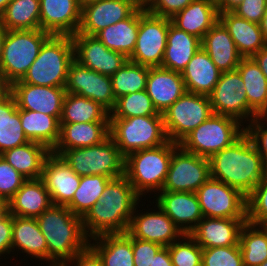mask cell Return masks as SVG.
Segmentation results:
<instances>
[{
	"label": "cell",
	"instance_id": "cell-9",
	"mask_svg": "<svg viewBox=\"0 0 267 266\" xmlns=\"http://www.w3.org/2000/svg\"><path fill=\"white\" fill-rule=\"evenodd\" d=\"M244 126L233 117L213 113L187 135L179 146L186 152L210 158L238 140L245 133Z\"/></svg>",
	"mask_w": 267,
	"mask_h": 266
},
{
	"label": "cell",
	"instance_id": "cell-37",
	"mask_svg": "<svg viewBox=\"0 0 267 266\" xmlns=\"http://www.w3.org/2000/svg\"><path fill=\"white\" fill-rule=\"evenodd\" d=\"M23 131L29 141L54 149L60 137V121L42 112L19 109Z\"/></svg>",
	"mask_w": 267,
	"mask_h": 266
},
{
	"label": "cell",
	"instance_id": "cell-58",
	"mask_svg": "<svg viewBox=\"0 0 267 266\" xmlns=\"http://www.w3.org/2000/svg\"><path fill=\"white\" fill-rule=\"evenodd\" d=\"M130 2L136 9H141L146 11L153 0H125Z\"/></svg>",
	"mask_w": 267,
	"mask_h": 266
},
{
	"label": "cell",
	"instance_id": "cell-63",
	"mask_svg": "<svg viewBox=\"0 0 267 266\" xmlns=\"http://www.w3.org/2000/svg\"><path fill=\"white\" fill-rule=\"evenodd\" d=\"M11 0H0V18L3 16L5 9L7 7V4L10 2Z\"/></svg>",
	"mask_w": 267,
	"mask_h": 266
},
{
	"label": "cell",
	"instance_id": "cell-19",
	"mask_svg": "<svg viewBox=\"0 0 267 266\" xmlns=\"http://www.w3.org/2000/svg\"><path fill=\"white\" fill-rule=\"evenodd\" d=\"M53 205L67 206L80 185L81 177L58 155L50 154L43 164L40 178Z\"/></svg>",
	"mask_w": 267,
	"mask_h": 266
},
{
	"label": "cell",
	"instance_id": "cell-48",
	"mask_svg": "<svg viewBox=\"0 0 267 266\" xmlns=\"http://www.w3.org/2000/svg\"><path fill=\"white\" fill-rule=\"evenodd\" d=\"M25 181L26 179L0 155V197L8 202Z\"/></svg>",
	"mask_w": 267,
	"mask_h": 266
},
{
	"label": "cell",
	"instance_id": "cell-35",
	"mask_svg": "<svg viewBox=\"0 0 267 266\" xmlns=\"http://www.w3.org/2000/svg\"><path fill=\"white\" fill-rule=\"evenodd\" d=\"M30 142L22 128L19 108L10 90L0 97V155Z\"/></svg>",
	"mask_w": 267,
	"mask_h": 266
},
{
	"label": "cell",
	"instance_id": "cell-22",
	"mask_svg": "<svg viewBox=\"0 0 267 266\" xmlns=\"http://www.w3.org/2000/svg\"><path fill=\"white\" fill-rule=\"evenodd\" d=\"M136 8L125 0H99L82 7L81 23L77 33L95 35L121 20L128 18Z\"/></svg>",
	"mask_w": 267,
	"mask_h": 266
},
{
	"label": "cell",
	"instance_id": "cell-51",
	"mask_svg": "<svg viewBox=\"0 0 267 266\" xmlns=\"http://www.w3.org/2000/svg\"><path fill=\"white\" fill-rule=\"evenodd\" d=\"M193 0H153L146 12L171 19Z\"/></svg>",
	"mask_w": 267,
	"mask_h": 266
},
{
	"label": "cell",
	"instance_id": "cell-3",
	"mask_svg": "<svg viewBox=\"0 0 267 266\" xmlns=\"http://www.w3.org/2000/svg\"><path fill=\"white\" fill-rule=\"evenodd\" d=\"M36 220L48 247L47 266H63L89 245L82 217L72 213L66 206L52 205Z\"/></svg>",
	"mask_w": 267,
	"mask_h": 266
},
{
	"label": "cell",
	"instance_id": "cell-64",
	"mask_svg": "<svg viewBox=\"0 0 267 266\" xmlns=\"http://www.w3.org/2000/svg\"><path fill=\"white\" fill-rule=\"evenodd\" d=\"M95 1H99V0H78L81 7H83L84 5L89 4L91 2H95Z\"/></svg>",
	"mask_w": 267,
	"mask_h": 266
},
{
	"label": "cell",
	"instance_id": "cell-53",
	"mask_svg": "<svg viewBox=\"0 0 267 266\" xmlns=\"http://www.w3.org/2000/svg\"><path fill=\"white\" fill-rule=\"evenodd\" d=\"M12 227H13V215L7 213L0 219V261L2 257L10 258L9 255L12 252ZM5 254V255H4ZM6 256V258H5ZM4 266L2 263H0Z\"/></svg>",
	"mask_w": 267,
	"mask_h": 266
},
{
	"label": "cell",
	"instance_id": "cell-59",
	"mask_svg": "<svg viewBox=\"0 0 267 266\" xmlns=\"http://www.w3.org/2000/svg\"><path fill=\"white\" fill-rule=\"evenodd\" d=\"M260 28H261L264 39L267 41V2H266L264 15L260 22Z\"/></svg>",
	"mask_w": 267,
	"mask_h": 266
},
{
	"label": "cell",
	"instance_id": "cell-12",
	"mask_svg": "<svg viewBox=\"0 0 267 266\" xmlns=\"http://www.w3.org/2000/svg\"><path fill=\"white\" fill-rule=\"evenodd\" d=\"M168 30V18L139 9L138 35L129 61L148 67H161Z\"/></svg>",
	"mask_w": 267,
	"mask_h": 266
},
{
	"label": "cell",
	"instance_id": "cell-1",
	"mask_svg": "<svg viewBox=\"0 0 267 266\" xmlns=\"http://www.w3.org/2000/svg\"><path fill=\"white\" fill-rule=\"evenodd\" d=\"M125 175L111 179L99 200L82 217L89 239L103 234L126 233L135 207L141 202Z\"/></svg>",
	"mask_w": 267,
	"mask_h": 266
},
{
	"label": "cell",
	"instance_id": "cell-14",
	"mask_svg": "<svg viewBox=\"0 0 267 266\" xmlns=\"http://www.w3.org/2000/svg\"><path fill=\"white\" fill-rule=\"evenodd\" d=\"M209 178V158L186 152L179 146L173 152L161 191L196 192Z\"/></svg>",
	"mask_w": 267,
	"mask_h": 266
},
{
	"label": "cell",
	"instance_id": "cell-66",
	"mask_svg": "<svg viewBox=\"0 0 267 266\" xmlns=\"http://www.w3.org/2000/svg\"><path fill=\"white\" fill-rule=\"evenodd\" d=\"M210 1H213L217 4L220 0H210Z\"/></svg>",
	"mask_w": 267,
	"mask_h": 266
},
{
	"label": "cell",
	"instance_id": "cell-57",
	"mask_svg": "<svg viewBox=\"0 0 267 266\" xmlns=\"http://www.w3.org/2000/svg\"><path fill=\"white\" fill-rule=\"evenodd\" d=\"M243 0H220L217 3L219 12H232Z\"/></svg>",
	"mask_w": 267,
	"mask_h": 266
},
{
	"label": "cell",
	"instance_id": "cell-33",
	"mask_svg": "<svg viewBox=\"0 0 267 266\" xmlns=\"http://www.w3.org/2000/svg\"><path fill=\"white\" fill-rule=\"evenodd\" d=\"M50 154L45 145L30 141L4 151L1 156L27 180L41 178L43 164Z\"/></svg>",
	"mask_w": 267,
	"mask_h": 266
},
{
	"label": "cell",
	"instance_id": "cell-20",
	"mask_svg": "<svg viewBox=\"0 0 267 266\" xmlns=\"http://www.w3.org/2000/svg\"><path fill=\"white\" fill-rule=\"evenodd\" d=\"M81 11L78 0H40V29L51 35L73 36L80 27Z\"/></svg>",
	"mask_w": 267,
	"mask_h": 266
},
{
	"label": "cell",
	"instance_id": "cell-62",
	"mask_svg": "<svg viewBox=\"0 0 267 266\" xmlns=\"http://www.w3.org/2000/svg\"><path fill=\"white\" fill-rule=\"evenodd\" d=\"M9 90V86L4 82L0 73V97L3 96Z\"/></svg>",
	"mask_w": 267,
	"mask_h": 266
},
{
	"label": "cell",
	"instance_id": "cell-2",
	"mask_svg": "<svg viewBox=\"0 0 267 266\" xmlns=\"http://www.w3.org/2000/svg\"><path fill=\"white\" fill-rule=\"evenodd\" d=\"M209 163L210 178L238 189L246 197L267 172L263 157L246 133L232 145L213 154Z\"/></svg>",
	"mask_w": 267,
	"mask_h": 266
},
{
	"label": "cell",
	"instance_id": "cell-30",
	"mask_svg": "<svg viewBox=\"0 0 267 266\" xmlns=\"http://www.w3.org/2000/svg\"><path fill=\"white\" fill-rule=\"evenodd\" d=\"M109 135V122L60 124V137L51 153L58 155L64 149L97 145Z\"/></svg>",
	"mask_w": 267,
	"mask_h": 266
},
{
	"label": "cell",
	"instance_id": "cell-6",
	"mask_svg": "<svg viewBox=\"0 0 267 266\" xmlns=\"http://www.w3.org/2000/svg\"><path fill=\"white\" fill-rule=\"evenodd\" d=\"M51 36L41 29L7 30L3 42L0 73L10 87L21 80Z\"/></svg>",
	"mask_w": 267,
	"mask_h": 266
},
{
	"label": "cell",
	"instance_id": "cell-13",
	"mask_svg": "<svg viewBox=\"0 0 267 266\" xmlns=\"http://www.w3.org/2000/svg\"><path fill=\"white\" fill-rule=\"evenodd\" d=\"M209 98L214 114L233 117L243 125L257 116L248 106L244 82L237 70L221 72Z\"/></svg>",
	"mask_w": 267,
	"mask_h": 266
},
{
	"label": "cell",
	"instance_id": "cell-47",
	"mask_svg": "<svg viewBox=\"0 0 267 266\" xmlns=\"http://www.w3.org/2000/svg\"><path fill=\"white\" fill-rule=\"evenodd\" d=\"M202 266H243L240 245L202 249Z\"/></svg>",
	"mask_w": 267,
	"mask_h": 266
},
{
	"label": "cell",
	"instance_id": "cell-39",
	"mask_svg": "<svg viewBox=\"0 0 267 266\" xmlns=\"http://www.w3.org/2000/svg\"><path fill=\"white\" fill-rule=\"evenodd\" d=\"M109 121L110 112L100 103L78 94H65L60 124Z\"/></svg>",
	"mask_w": 267,
	"mask_h": 266
},
{
	"label": "cell",
	"instance_id": "cell-23",
	"mask_svg": "<svg viewBox=\"0 0 267 266\" xmlns=\"http://www.w3.org/2000/svg\"><path fill=\"white\" fill-rule=\"evenodd\" d=\"M247 219L203 217L189 234L203 248L239 245Z\"/></svg>",
	"mask_w": 267,
	"mask_h": 266
},
{
	"label": "cell",
	"instance_id": "cell-4",
	"mask_svg": "<svg viewBox=\"0 0 267 266\" xmlns=\"http://www.w3.org/2000/svg\"><path fill=\"white\" fill-rule=\"evenodd\" d=\"M178 147L179 144L168 140L160 146L137 150L125 157L124 175L141 198L149 192L150 197L162 190L173 152Z\"/></svg>",
	"mask_w": 267,
	"mask_h": 266
},
{
	"label": "cell",
	"instance_id": "cell-18",
	"mask_svg": "<svg viewBox=\"0 0 267 266\" xmlns=\"http://www.w3.org/2000/svg\"><path fill=\"white\" fill-rule=\"evenodd\" d=\"M9 90L19 109L42 112L55 116L60 121L65 87L37 86L19 80L14 82Z\"/></svg>",
	"mask_w": 267,
	"mask_h": 266
},
{
	"label": "cell",
	"instance_id": "cell-32",
	"mask_svg": "<svg viewBox=\"0 0 267 266\" xmlns=\"http://www.w3.org/2000/svg\"><path fill=\"white\" fill-rule=\"evenodd\" d=\"M220 74L221 71L202 48L196 52L181 73L187 92L207 96L213 92Z\"/></svg>",
	"mask_w": 267,
	"mask_h": 266
},
{
	"label": "cell",
	"instance_id": "cell-26",
	"mask_svg": "<svg viewBox=\"0 0 267 266\" xmlns=\"http://www.w3.org/2000/svg\"><path fill=\"white\" fill-rule=\"evenodd\" d=\"M219 21L227 29L243 58L253 57L267 45L260 24L250 22L233 12H219Z\"/></svg>",
	"mask_w": 267,
	"mask_h": 266
},
{
	"label": "cell",
	"instance_id": "cell-50",
	"mask_svg": "<svg viewBox=\"0 0 267 266\" xmlns=\"http://www.w3.org/2000/svg\"><path fill=\"white\" fill-rule=\"evenodd\" d=\"M161 244L143 241L132 237L134 266H152L155 254L162 248Z\"/></svg>",
	"mask_w": 267,
	"mask_h": 266
},
{
	"label": "cell",
	"instance_id": "cell-10",
	"mask_svg": "<svg viewBox=\"0 0 267 266\" xmlns=\"http://www.w3.org/2000/svg\"><path fill=\"white\" fill-rule=\"evenodd\" d=\"M212 115L209 96L186 91L162 113L168 140L179 144Z\"/></svg>",
	"mask_w": 267,
	"mask_h": 266
},
{
	"label": "cell",
	"instance_id": "cell-21",
	"mask_svg": "<svg viewBox=\"0 0 267 266\" xmlns=\"http://www.w3.org/2000/svg\"><path fill=\"white\" fill-rule=\"evenodd\" d=\"M154 197L183 234H190L203 218L196 192L160 191Z\"/></svg>",
	"mask_w": 267,
	"mask_h": 266
},
{
	"label": "cell",
	"instance_id": "cell-54",
	"mask_svg": "<svg viewBox=\"0 0 267 266\" xmlns=\"http://www.w3.org/2000/svg\"><path fill=\"white\" fill-rule=\"evenodd\" d=\"M104 266L98 253L88 245L84 250L73 256L63 266Z\"/></svg>",
	"mask_w": 267,
	"mask_h": 266
},
{
	"label": "cell",
	"instance_id": "cell-24",
	"mask_svg": "<svg viewBox=\"0 0 267 266\" xmlns=\"http://www.w3.org/2000/svg\"><path fill=\"white\" fill-rule=\"evenodd\" d=\"M146 91L158 113H163L185 92L181 73L162 67H149Z\"/></svg>",
	"mask_w": 267,
	"mask_h": 266
},
{
	"label": "cell",
	"instance_id": "cell-60",
	"mask_svg": "<svg viewBox=\"0 0 267 266\" xmlns=\"http://www.w3.org/2000/svg\"><path fill=\"white\" fill-rule=\"evenodd\" d=\"M6 32H7L6 28L1 24V21H0V61L2 58L3 42L6 36Z\"/></svg>",
	"mask_w": 267,
	"mask_h": 266
},
{
	"label": "cell",
	"instance_id": "cell-49",
	"mask_svg": "<svg viewBox=\"0 0 267 266\" xmlns=\"http://www.w3.org/2000/svg\"><path fill=\"white\" fill-rule=\"evenodd\" d=\"M245 133L267 165V115H258L245 125Z\"/></svg>",
	"mask_w": 267,
	"mask_h": 266
},
{
	"label": "cell",
	"instance_id": "cell-56",
	"mask_svg": "<svg viewBox=\"0 0 267 266\" xmlns=\"http://www.w3.org/2000/svg\"><path fill=\"white\" fill-rule=\"evenodd\" d=\"M252 58L256 61L262 73L267 78V45L260 49Z\"/></svg>",
	"mask_w": 267,
	"mask_h": 266
},
{
	"label": "cell",
	"instance_id": "cell-52",
	"mask_svg": "<svg viewBox=\"0 0 267 266\" xmlns=\"http://www.w3.org/2000/svg\"><path fill=\"white\" fill-rule=\"evenodd\" d=\"M267 0H243L232 12L250 22L260 24Z\"/></svg>",
	"mask_w": 267,
	"mask_h": 266
},
{
	"label": "cell",
	"instance_id": "cell-16",
	"mask_svg": "<svg viewBox=\"0 0 267 266\" xmlns=\"http://www.w3.org/2000/svg\"><path fill=\"white\" fill-rule=\"evenodd\" d=\"M65 90L100 103L109 112L116 103L110 76L84 67L75 60L69 66Z\"/></svg>",
	"mask_w": 267,
	"mask_h": 266
},
{
	"label": "cell",
	"instance_id": "cell-8",
	"mask_svg": "<svg viewBox=\"0 0 267 266\" xmlns=\"http://www.w3.org/2000/svg\"><path fill=\"white\" fill-rule=\"evenodd\" d=\"M109 130L125 157L134 151L154 148L168 141L162 115L110 118Z\"/></svg>",
	"mask_w": 267,
	"mask_h": 266
},
{
	"label": "cell",
	"instance_id": "cell-28",
	"mask_svg": "<svg viewBox=\"0 0 267 266\" xmlns=\"http://www.w3.org/2000/svg\"><path fill=\"white\" fill-rule=\"evenodd\" d=\"M48 190L41 179H27L8 201V213L36 218L52 206Z\"/></svg>",
	"mask_w": 267,
	"mask_h": 266
},
{
	"label": "cell",
	"instance_id": "cell-7",
	"mask_svg": "<svg viewBox=\"0 0 267 266\" xmlns=\"http://www.w3.org/2000/svg\"><path fill=\"white\" fill-rule=\"evenodd\" d=\"M58 156L79 175H101L111 179L125 174V156L109 135L90 147L64 149Z\"/></svg>",
	"mask_w": 267,
	"mask_h": 266
},
{
	"label": "cell",
	"instance_id": "cell-65",
	"mask_svg": "<svg viewBox=\"0 0 267 266\" xmlns=\"http://www.w3.org/2000/svg\"><path fill=\"white\" fill-rule=\"evenodd\" d=\"M259 266H267V260L266 261H264L261 265H259Z\"/></svg>",
	"mask_w": 267,
	"mask_h": 266
},
{
	"label": "cell",
	"instance_id": "cell-40",
	"mask_svg": "<svg viewBox=\"0 0 267 266\" xmlns=\"http://www.w3.org/2000/svg\"><path fill=\"white\" fill-rule=\"evenodd\" d=\"M0 21L6 30L40 29V0H11Z\"/></svg>",
	"mask_w": 267,
	"mask_h": 266
},
{
	"label": "cell",
	"instance_id": "cell-15",
	"mask_svg": "<svg viewBox=\"0 0 267 266\" xmlns=\"http://www.w3.org/2000/svg\"><path fill=\"white\" fill-rule=\"evenodd\" d=\"M139 204L140 202L135 207L127 230L133 238L155 242L167 247L184 235L157 204H154V209H142L141 211L137 209L141 208Z\"/></svg>",
	"mask_w": 267,
	"mask_h": 266
},
{
	"label": "cell",
	"instance_id": "cell-25",
	"mask_svg": "<svg viewBox=\"0 0 267 266\" xmlns=\"http://www.w3.org/2000/svg\"><path fill=\"white\" fill-rule=\"evenodd\" d=\"M201 48L221 72L236 70L243 58L224 25L218 21L201 39Z\"/></svg>",
	"mask_w": 267,
	"mask_h": 266
},
{
	"label": "cell",
	"instance_id": "cell-11",
	"mask_svg": "<svg viewBox=\"0 0 267 266\" xmlns=\"http://www.w3.org/2000/svg\"><path fill=\"white\" fill-rule=\"evenodd\" d=\"M196 195L203 217L247 219V197L234 187L209 178Z\"/></svg>",
	"mask_w": 267,
	"mask_h": 266
},
{
	"label": "cell",
	"instance_id": "cell-55",
	"mask_svg": "<svg viewBox=\"0 0 267 266\" xmlns=\"http://www.w3.org/2000/svg\"><path fill=\"white\" fill-rule=\"evenodd\" d=\"M152 266H173L168 247H162L155 254Z\"/></svg>",
	"mask_w": 267,
	"mask_h": 266
},
{
	"label": "cell",
	"instance_id": "cell-31",
	"mask_svg": "<svg viewBox=\"0 0 267 266\" xmlns=\"http://www.w3.org/2000/svg\"><path fill=\"white\" fill-rule=\"evenodd\" d=\"M219 21L217 4L210 0H193L171 22L186 33L202 39L206 32Z\"/></svg>",
	"mask_w": 267,
	"mask_h": 266
},
{
	"label": "cell",
	"instance_id": "cell-17",
	"mask_svg": "<svg viewBox=\"0 0 267 266\" xmlns=\"http://www.w3.org/2000/svg\"><path fill=\"white\" fill-rule=\"evenodd\" d=\"M71 38L74 60L98 73L112 76L129 60L125 55L108 49L95 35L76 33Z\"/></svg>",
	"mask_w": 267,
	"mask_h": 266
},
{
	"label": "cell",
	"instance_id": "cell-34",
	"mask_svg": "<svg viewBox=\"0 0 267 266\" xmlns=\"http://www.w3.org/2000/svg\"><path fill=\"white\" fill-rule=\"evenodd\" d=\"M89 245L104 266H134L132 236L128 232L99 235L89 239Z\"/></svg>",
	"mask_w": 267,
	"mask_h": 266
},
{
	"label": "cell",
	"instance_id": "cell-29",
	"mask_svg": "<svg viewBox=\"0 0 267 266\" xmlns=\"http://www.w3.org/2000/svg\"><path fill=\"white\" fill-rule=\"evenodd\" d=\"M200 48V38L179 29L169 19V30L161 67L182 73Z\"/></svg>",
	"mask_w": 267,
	"mask_h": 266
},
{
	"label": "cell",
	"instance_id": "cell-43",
	"mask_svg": "<svg viewBox=\"0 0 267 266\" xmlns=\"http://www.w3.org/2000/svg\"><path fill=\"white\" fill-rule=\"evenodd\" d=\"M149 67L127 61L111 78L113 93L116 99L123 95L146 90Z\"/></svg>",
	"mask_w": 267,
	"mask_h": 266
},
{
	"label": "cell",
	"instance_id": "cell-45",
	"mask_svg": "<svg viewBox=\"0 0 267 266\" xmlns=\"http://www.w3.org/2000/svg\"><path fill=\"white\" fill-rule=\"evenodd\" d=\"M167 247L173 266H202V247L189 234Z\"/></svg>",
	"mask_w": 267,
	"mask_h": 266
},
{
	"label": "cell",
	"instance_id": "cell-38",
	"mask_svg": "<svg viewBox=\"0 0 267 266\" xmlns=\"http://www.w3.org/2000/svg\"><path fill=\"white\" fill-rule=\"evenodd\" d=\"M246 90L248 106L258 115H267V78L252 58H242L236 69Z\"/></svg>",
	"mask_w": 267,
	"mask_h": 266
},
{
	"label": "cell",
	"instance_id": "cell-5",
	"mask_svg": "<svg viewBox=\"0 0 267 266\" xmlns=\"http://www.w3.org/2000/svg\"><path fill=\"white\" fill-rule=\"evenodd\" d=\"M73 61L71 36L51 35L20 81L37 86L65 87L69 66Z\"/></svg>",
	"mask_w": 267,
	"mask_h": 266
},
{
	"label": "cell",
	"instance_id": "cell-36",
	"mask_svg": "<svg viewBox=\"0 0 267 266\" xmlns=\"http://www.w3.org/2000/svg\"><path fill=\"white\" fill-rule=\"evenodd\" d=\"M139 28V9L128 18L97 32L95 36L110 50L130 58L134 52Z\"/></svg>",
	"mask_w": 267,
	"mask_h": 266
},
{
	"label": "cell",
	"instance_id": "cell-44",
	"mask_svg": "<svg viewBox=\"0 0 267 266\" xmlns=\"http://www.w3.org/2000/svg\"><path fill=\"white\" fill-rule=\"evenodd\" d=\"M162 115L153 106L146 90L126 94L116 99L110 118H131L135 116Z\"/></svg>",
	"mask_w": 267,
	"mask_h": 266
},
{
	"label": "cell",
	"instance_id": "cell-42",
	"mask_svg": "<svg viewBox=\"0 0 267 266\" xmlns=\"http://www.w3.org/2000/svg\"><path fill=\"white\" fill-rule=\"evenodd\" d=\"M110 180L101 175L82 176L72 201L66 207L75 215L83 217L99 200Z\"/></svg>",
	"mask_w": 267,
	"mask_h": 266
},
{
	"label": "cell",
	"instance_id": "cell-41",
	"mask_svg": "<svg viewBox=\"0 0 267 266\" xmlns=\"http://www.w3.org/2000/svg\"><path fill=\"white\" fill-rule=\"evenodd\" d=\"M243 266H259L267 260V228L246 221L240 232Z\"/></svg>",
	"mask_w": 267,
	"mask_h": 266
},
{
	"label": "cell",
	"instance_id": "cell-46",
	"mask_svg": "<svg viewBox=\"0 0 267 266\" xmlns=\"http://www.w3.org/2000/svg\"><path fill=\"white\" fill-rule=\"evenodd\" d=\"M247 222L255 225L267 224V172L247 196Z\"/></svg>",
	"mask_w": 267,
	"mask_h": 266
},
{
	"label": "cell",
	"instance_id": "cell-61",
	"mask_svg": "<svg viewBox=\"0 0 267 266\" xmlns=\"http://www.w3.org/2000/svg\"><path fill=\"white\" fill-rule=\"evenodd\" d=\"M8 213V202L0 197V219Z\"/></svg>",
	"mask_w": 267,
	"mask_h": 266
},
{
	"label": "cell",
	"instance_id": "cell-27",
	"mask_svg": "<svg viewBox=\"0 0 267 266\" xmlns=\"http://www.w3.org/2000/svg\"><path fill=\"white\" fill-rule=\"evenodd\" d=\"M24 257L36 258L48 263V247L36 218L19 217L13 215L12 227V254L14 251ZM19 251V252H18Z\"/></svg>",
	"mask_w": 267,
	"mask_h": 266
}]
</instances>
